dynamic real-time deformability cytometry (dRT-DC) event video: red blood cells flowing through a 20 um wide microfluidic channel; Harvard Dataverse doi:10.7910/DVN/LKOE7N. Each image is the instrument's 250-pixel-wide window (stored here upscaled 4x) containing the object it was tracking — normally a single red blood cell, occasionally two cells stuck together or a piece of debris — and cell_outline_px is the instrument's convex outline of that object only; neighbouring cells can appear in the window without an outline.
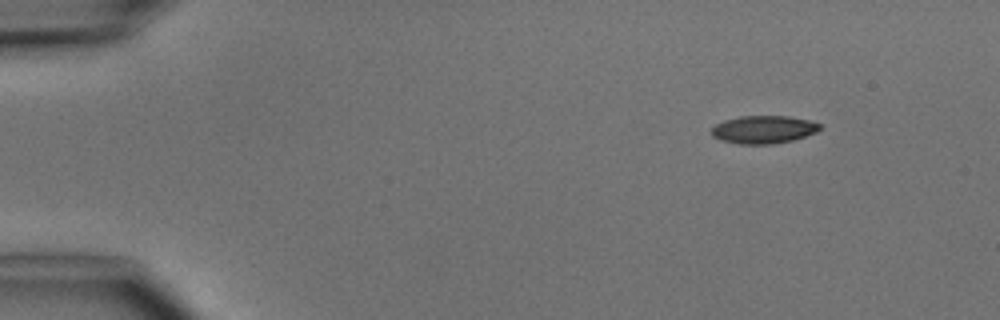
{"species": "common noctule bat (a hibernating species)", "species_latin": "Nyctalus noctula", "temperature_condition": "cold", "stored_images_in_passage": 4, "segment_of_instrument_passage": [1, 2], "camera_frame_rate_fps": 3000, "um_per_image_px": 0.085, "animal": {"sex": "male", "body_mass_g": 15.6}, "frame": {"image": 1, "passage_image": 1, "time_ms": 0.0, "image_size_px": [1000, 320], "cell_outline_px": [[820, 128], [816, 132], [792, 140], [772, 144], [736, 144], [720, 140], [712, 136], [712, 128], [716, 124], [724, 120], [740, 116], [788, 116], [808, 120], [820, 124]], "centroid_in_image_um": [64.86, 11.01], "position_along_channel_um": 20.1, "area_um2": 17.51}}